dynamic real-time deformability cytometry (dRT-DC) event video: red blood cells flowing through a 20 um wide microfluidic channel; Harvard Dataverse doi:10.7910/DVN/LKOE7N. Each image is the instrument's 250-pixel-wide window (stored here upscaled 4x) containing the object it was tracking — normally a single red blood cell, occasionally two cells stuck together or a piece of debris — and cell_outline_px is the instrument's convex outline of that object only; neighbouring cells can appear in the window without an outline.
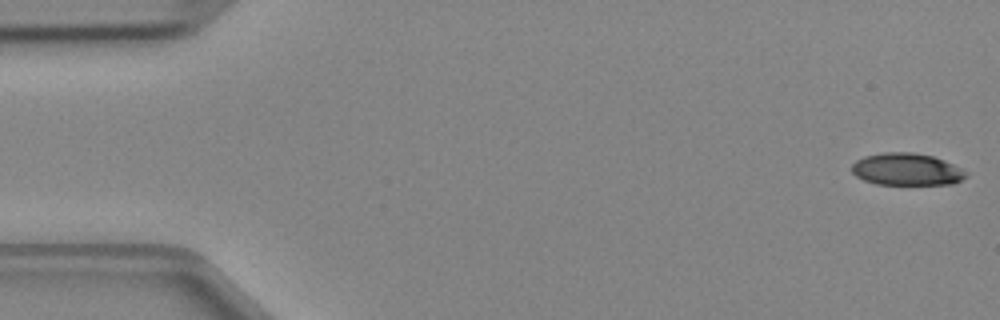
{"species": "Egyptian fruit bat (a non-hibernating species)", "species_latin": "Rousettus aegyptiacus", "temperature_condition": "cold", "stored_images_in_passage": 47, "camera_frame_rate_fps": 3000, "um_per_image_px": 0.085, "animal": {"sex": "female"}, "frame": {"image": 1, "passage_image": 1, "time_ms": 0.0, "image_size_px": [1000, 320], "cell_outline_px": [[968, 176], [952, 184], [876, 184], [864, 180], [856, 176], [852, 172], [852, 164], [856, 160], [864, 156], [884, 152], [912, 152], [932, 156], [944, 160], [968, 172]], "centroid_in_image_um": [77.06, 14.39], "position_along_channel_um": 7.9, "area_um2": 21.39}}
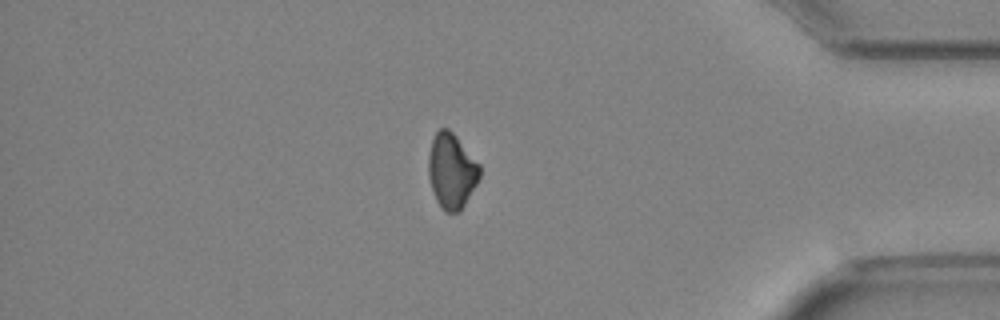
{"frame": {"image": 2, "passage_image": 40, "time_ms": 13.0, "image_size_px": [1000, 320], "cell_outline_px": [[480, 176], [476, 184], [460, 212], [444, 212], [436, 200], [432, 188], [428, 172], [428, 156], [432, 140], [436, 132], [440, 128], [448, 128], [456, 136], [480, 164]], "centroid_in_image_um": [38.38, 14.53], "position_along_channel_um": 396.8, "area_um2": 22.31}}
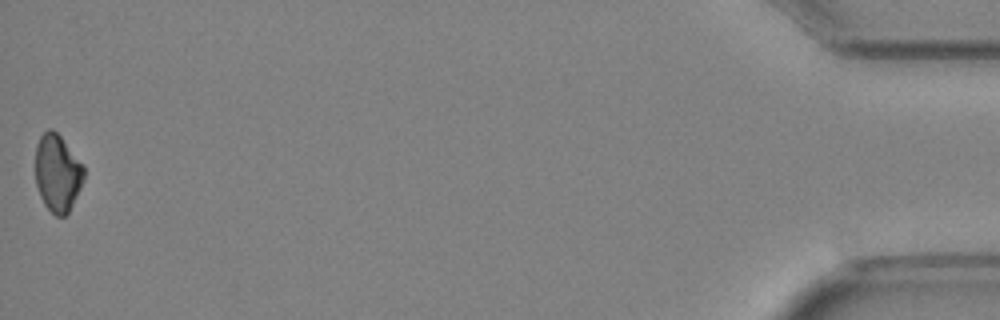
{"frame": {"image": 3, "passage_image": 47, "time_ms": 15.333, "image_size_px": [1000, 320], "cell_outline_px": [[84, 180], [68, 212], [64, 216], [56, 216], [44, 204], [40, 196], [36, 184], [36, 144], [40, 136], [48, 128], [52, 128], [60, 136], [84, 168]], "centroid_in_image_um": [4.86, 14.7], "position_along_channel_um": 430.3, "area_um2": 21.44}}